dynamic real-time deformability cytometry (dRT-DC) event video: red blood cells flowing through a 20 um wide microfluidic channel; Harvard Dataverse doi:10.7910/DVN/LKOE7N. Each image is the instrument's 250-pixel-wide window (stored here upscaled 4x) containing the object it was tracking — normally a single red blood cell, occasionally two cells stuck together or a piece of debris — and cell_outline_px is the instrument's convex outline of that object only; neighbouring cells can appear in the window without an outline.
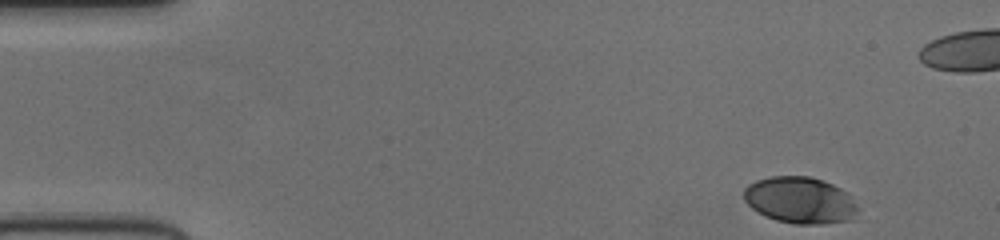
{"species": "human", "species_latin": "Homo sapiens", "temperature_condition": "cold", "stored_images_in_passage": 50, "camera_frame_rate_fps": 3000, "um_per_image_px": 0.085, "donor": {"sex": "female"}, "frame": {"image": 1, "passage_image": 1, "time_ms": 0.0, "image_size_px": [1000, 240], "cell_outline_px": [[860, 208], [852, 220], [820, 224], [792, 224], [776, 220], [764, 216], [752, 208], [744, 200], [744, 188], [748, 184], [756, 180], [772, 176], [808, 176], [824, 180], [848, 192], [852, 196]], "centroid_in_image_um": [68.04, 17.02], "position_along_channel_um": 17.0, "area_um2": 31.39}}
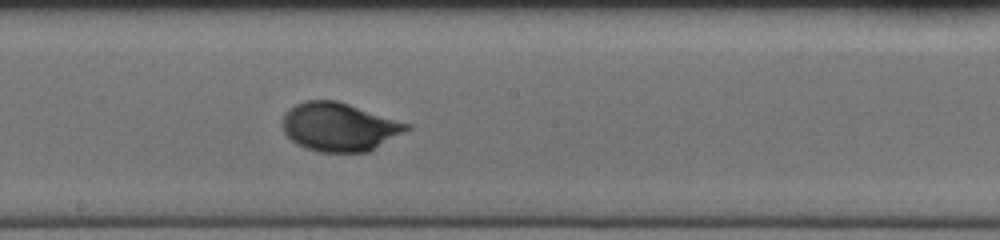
{"frame": {"image": 2, "passage_image": 25, "time_ms": 8.0, "image_size_px": [1000, 240], "cell_outline_px": [[412, 128], [368, 152], [320, 152], [296, 144], [284, 132], [284, 112], [296, 104], [304, 100], [336, 100], [412, 124]], "centroid_in_image_um": [28.86, 10.78], "position_along_channel_um": 219.3, "area_um2": 34.97}}
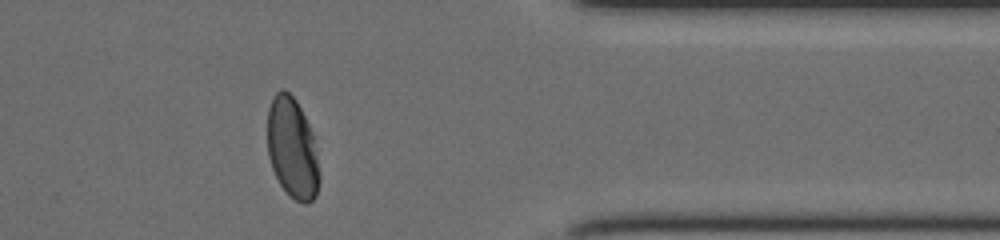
{"frame": {"image": 3, "passage_image": 39, "time_ms": 12.667, "image_size_px": [1000, 240], "cell_outline_px": [[320, 180], [316, 196], [308, 204], [304, 204], [288, 196], [280, 184], [272, 168], [268, 156], [268, 108], [272, 96], [280, 88], [284, 88], [296, 100], [312, 132], [320, 172]], "centroid_in_image_um": [24.84, 12.61], "position_along_channel_um": 386.6, "area_um2": 30.69}}